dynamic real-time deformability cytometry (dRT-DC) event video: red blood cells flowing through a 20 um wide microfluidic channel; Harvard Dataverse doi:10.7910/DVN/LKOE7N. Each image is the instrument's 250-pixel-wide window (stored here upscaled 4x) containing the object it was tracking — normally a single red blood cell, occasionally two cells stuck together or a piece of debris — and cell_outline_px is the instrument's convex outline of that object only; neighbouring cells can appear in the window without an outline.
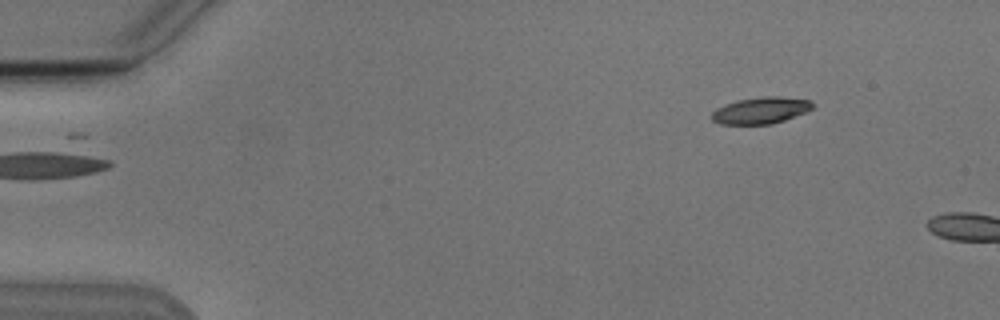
{"species": "Egyptian fruit bat (a non-hibernating species)", "species_latin": "Rousettus aegyptiacus", "temperature_condition": "cold", "stored_images_in_passage": 3, "segment_of_instrument_passage": [2, 2], "camera_frame_rate_fps": 3000, "um_per_image_px": 0.085, "animal": {"sex": "male"}, "frame": {"image": 1, "passage_image": 3, "time_ms": 3.0, "image_size_px": [1000, 320], "cell_outline_px": [[816, 108], [784, 120], [772, 124], [720, 124], [712, 120], [712, 112], [716, 108], [724, 104], [736, 100], [764, 96], [780, 96], [808, 100], [816, 104]], "centroid_in_image_um": [64.69, 9.37], "position_along_channel_um": 20.3, "area_um2": 15.78}}